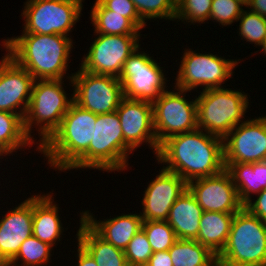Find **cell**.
I'll return each mask as SVG.
<instances>
[{
	"label": "cell",
	"mask_w": 266,
	"mask_h": 266,
	"mask_svg": "<svg viewBox=\"0 0 266 266\" xmlns=\"http://www.w3.org/2000/svg\"><path fill=\"white\" fill-rule=\"evenodd\" d=\"M155 158L187 183L217 175L225 169L223 138L197 128L164 140Z\"/></svg>",
	"instance_id": "6da1fadb"
},
{
	"label": "cell",
	"mask_w": 266,
	"mask_h": 266,
	"mask_svg": "<svg viewBox=\"0 0 266 266\" xmlns=\"http://www.w3.org/2000/svg\"><path fill=\"white\" fill-rule=\"evenodd\" d=\"M21 34L1 41L7 55L35 80H71L73 73L68 74L67 71L71 66L70 54L74 47L72 37L60 34Z\"/></svg>",
	"instance_id": "7a4b0ae2"
},
{
	"label": "cell",
	"mask_w": 266,
	"mask_h": 266,
	"mask_svg": "<svg viewBox=\"0 0 266 266\" xmlns=\"http://www.w3.org/2000/svg\"><path fill=\"white\" fill-rule=\"evenodd\" d=\"M97 115L72 103L60 126L39 147L50 169L67 171L89 148L93 139Z\"/></svg>",
	"instance_id": "3957f363"
},
{
	"label": "cell",
	"mask_w": 266,
	"mask_h": 266,
	"mask_svg": "<svg viewBox=\"0 0 266 266\" xmlns=\"http://www.w3.org/2000/svg\"><path fill=\"white\" fill-rule=\"evenodd\" d=\"M64 84L63 79L34 81L23 123L27 136L37 144V150H35L37 152L39 147L58 129L64 115L74 102L73 91L71 96L66 94ZM33 127L38 132L39 143L33 138L34 135H31Z\"/></svg>",
	"instance_id": "277c9868"
},
{
	"label": "cell",
	"mask_w": 266,
	"mask_h": 266,
	"mask_svg": "<svg viewBox=\"0 0 266 266\" xmlns=\"http://www.w3.org/2000/svg\"><path fill=\"white\" fill-rule=\"evenodd\" d=\"M133 150L124 142L118 113L97 115L88 150L68 169H97L112 173L127 170Z\"/></svg>",
	"instance_id": "5b68a950"
},
{
	"label": "cell",
	"mask_w": 266,
	"mask_h": 266,
	"mask_svg": "<svg viewBox=\"0 0 266 266\" xmlns=\"http://www.w3.org/2000/svg\"><path fill=\"white\" fill-rule=\"evenodd\" d=\"M218 266H266V223L245 207L235 213Z\"/></svg>",
	"instance_id": "8992f818"
},
{
	"label": "cell",
	"mask_w": 266,
	"mask_h": 266,
	"mask_svg": "<svg viewBox=\"0 0 266 266\" xmlns=\"http://www.w3.org/2000/svg\"><path fill=\"white\" fill-rule=\"evenodd\" d=\"M198 95L194 96L197 102L198 129L224 138L235 126L245 121L250 100L244 91L225 86L202 90Z\"/></svg>",
	"instance_id": "52a82bcc"
},
{
	"label": "cell",
	"mask_w": 266,
	"mask_h": 266,
	"mask_svg": "<svg viewBox=\"0 0 266 266\" xmlns=\"http://www.w3.org/2000/svg\"><path fill=\"white\" fill-rule=\"evenodd\" d=\"M184 51L173 87L187 91L197 90V87L202 90L224 87L223 84L232 78L235 68L243 61L226 59L210 52L196 53L191 48Z\"/></svg>",
	"instance_id": "ba28073f"
},
{
	"label": "cell",
	"mask_w": 266,
	"mask_h": 266,
	"mask_svg": "<svg viewBox=\"0 0 266 266\" xmlns=\"http://www.w3.org/2000/svg\"><path fill=\"white\" fill-rule=\"evenodd\" d=\"M84 0H27L22 33L69 36L80 21Z\"/></svg>",
	"instance_id": "9c48e42d"
},
{
	"label": "cell",
	"mask_w": 266,
	"mask_h": 266,
	"mask_svg": "<svg viewBox=\"0 0 266 266\" xmlns=\"http://www.w3.org/2000/svg\"><path fill=\"white\" fill-rule=\"evenodd\" d=\"M173 89L162 92L152 102L154 131L158 146L171 136L198 128L196 98L188 100L186 94L191 91L177 87Z\"/></svg>",
	"instance_id": "30bf717a"
},
{
	"label": "cell",
	"mask_w": 266,
	"mask_h": 266,
	"mask_svg": "<svg viewBox=\"0 0 266 266\" xmlns=\"http://www.w3.org/2000/svg\"><path fill=\"white\" fill-rule=\"evenodd\" d=\"M140 50L139 46L124 62L118 79L122 83L124 97L153 102L169 89L167 81L170 80L165 77L161 62Z\"/></svg>",
	"instance_id": "8fae6325"
},
{
	"label": "cell",
	"mask_w": 266,
	"mask_h": 266,
	"mask_svg": "<svg viewBox=\"0 0 266 266\" xmlns=\"http://www.w3.org/2000/svg\"><path fill=\"white\" fill-rule=\"evenodd\" d=\"M69 85L73 87L74 103L96 115L115 112L124 98L117 77L93 74L81 68L73 73Z\"/></svg>",
	"instance_id": "7c38bea8"
},
{
	"label": "cell",
	"mask_w": 266,
	"mask_h": 266,
	"mask_svg": "<svg viewBox=\"0 0 266 266\" xmlns=\"http://www.w3.org/2000/svg\"><path fill=\"white\" fill-rule=\"evenodd\" d=\"M79 67L93 74L119 78L124 62L141 44V35L94 34ZM98 36V37H97ZM81 65V66H80Z\"/></svg>",
	"instance_id": "4fadbf2b"
},
{
	"label": "cell",
	"mask_w": 266,
	"mask_h": 266,
	"mask_svg": "<svg viewBox=\"0 0 266 266\" xmlns=\"http://www.w3.org/2000/svg\"><path fill=\"white\" fill-rule=\"evenodd\" d=\"M224 163H255L266 160V120L245 119L223 138Z\"/></svg>",
	"instance_id": "5bb4252c"
},
{
	"label": "cell",
	"mask_w": 266,
	"mask_h": 266,
	"mask_svg": "<svg viewBox=\"0 0 266 266\" xmlns=\"http://www.w3.org/2000/svg\"><path fill=\"white\" fill-rule=\"evenodd\" d=\"M116 112L119 115L124 142L133 151L143 143L148 144L156 157L159 146L154 131L152 102L124 97Z\"/></svg>",
	"instance_id": "9a60e30c"
},
{
	"label": "cell",
	"mask_w": 266,
	"mask_h": 266,
	"mask_svg": "<svg viewBox=\"0 0 266 266\" xmlns=\"http://www.w3.org/2000/svg\"><path fill=\"white\" fill-rule=\"evenodd\" d=\"M160 169L143 191L140 201L143 221H166L172 205L188 188V183L178 174Z\"/></svg>",
	"instance_id": "2e32d148"
},
{
	"label": "cell",
	"mask_w": 266,
	"mask_h": 266,
	"mask_svg": "<svg viewBox=\"0 0 266 266\" xmlns=\"http://www.w3.org/2000/svg\"><path fill=\"white\" fill-rule=\"evenodd\" d=\"M188 189L204 211L237 213L244 207L231 176L225 169L217 175L190 181Z\"/></svg>",
	"instance_id": "e0dca14e"
},
{
	"label": "cell",
	"mask_w": 266,
	"mask_h": 266,
	"mask_svg": "<svg viewBox=\"0 0 266 266\" xmlns=\"http://www.w3.org/2000/svg\"><path fill=\"white\" fill-rule=\"evenodd\" d=\"M3 54L0 60V111L24 118L35 79L9 55Z\"/></svg>",
	"instance_id": "ac0fdd59"
},
{
	"label": "cell",
	"mask_w": 266,
	"mask_h": 266,
	"mask_svg": "<svg viewBox=\"0 0 266 266\" xmlns=\"http://www.w3.org/2000/svg\"><path fill=\"white\" fill-rule=\"evenodd\" d=\"M10 209L0 218V266H6L32 235L33 195Z\"/></svg>",
	"instance_id": "d6986e66"
},
{
	"label": "cell",
	"mask_w": 266,
	"mask_h": 266,
	"mask_svg": "<svg viewBox=\"0 0 266 266\" xmlns=\"http://www.w3.org/2000/svg\"><path fill=\"white\" fill-rule=\"evenodd\" d=\"M90 210H82L83 220L105 241L116 248L125 250L134 235L142 229L140 213L114 215L112 218L97 220ZM116 216V217H115Z\"/></svg>",
	"instance_id": "ffe728a7"
},
{
	"label": "cell",
	"mask_w": 266,
	"mask_h": 266,
	"mask_svg": "<svg viewBox=\"0 0 266 266\" xmlns=\"http://www.w3.org/2000/svg\"><path fill=\"white\" fill-rule=\"evenodd\" d=\"M54 193L33 195L32 235L40 241L56 247L65 231L59 216V206L54 201ZM55 203V204H54ZM59 209V210H58Z\"/></svg>",
	"instance_id": "44dd1931"
},
{
	"label": "cell",
	"mask_w": 266,
	"mask_h": 266,
	"mask_svg": "<svg viewBox=\"0 0 266 266\" xmlns=\"http://www.w3.org/2000/svg\"><path fill=\"white\" fill-rule=\"evenodd\" d=\"M204 210L187 188L172 205L167 218L178 239L196 240Z\"/></svg>",
	"instance_id": "7402d4cb"
},
{
	"label": "cell",
	"mask_w": 266,
	"mask_h": 266,
	"mask_svg": "<svg viewBox=\"0 0 266 266\" xmlns=\"http://www.w3.org/2000/svg\"><path fill=\"white\" fill-rule=\"evenodd\" d=\"M80 225L76 238L78 243L91 255L98 266H129L124 251L101 238L84 220L79 212Z\"/></svg>",
	"instance_id": "603a6c76"
},
{
	"label": "cell",
	"mask_w": 266,
	"mask_h": 266,
	"mask_svg": "<svg viewBox=\"0 0 266 266\" xmlns=\"http://www.w3.org/2000/svg\"><path fill=\"white\" fill-rule=\"evenodd\" d=\"M243 204L266 189V160L255 163H224ZM252 194V195H251Z\"/></svg>",
	"instance_id": "cb8c5ba5"
},
{
	"label": "cell",
	"mask_w": 266,
	"mask_h": 266,
	"mask_svg": "<svg viewBox=\"0 0 266 266\" xmlns=\"http://www.w3.org/2000/svg\"><path fill=\"white\" fill-rule=\"evenodd\" d=\"M234 215L204 211L196 241L218 256L226 245Z\"/></svg>",
	"instance_id": "d4e9b609"
},
{
	"label": "cell",
	"mask_w": 266,
	"mask_h": 266,
	"mask_svg": "<svg viewBox=\"0 0 266 266\" xmlns=\"http://www.w3.org/2000/svg\"><path fill=\"white\" fill-rule=\"evenodd\" d=\"M33 144L36 145L25 133L23 118L15 113L0 111V158L15 155L19 149L27 150Z\"/></svg>",
	"instance_id": "484cf974"
},
{
	"label": "cell",
	"mask_w": 266,
	"mask_h": 266,
	"mask_svg": "<svg viewBox=\"0 0 266 266\" xmlns=\"http://www.w3.org/2000/svg\"><path fill=\"white\" fill-rule=\"evenodd\" d=\"M89 18L95 34L142 35L128 18L107 10L98 0H95Z\"/></svg>",
	"instance_id": "4316f807"
},
{
	"label": "cell",
	"mask_w": 266,
	"mask_h": 266,
	"mask_svg": "<svg viewBox=\"0 0 266 266\" xmlns=\"http://www.w3.org/2000/svg\"><path fill=\"white\" fill-rule=\"evenodd\" d=\"M169 253L173 266H218L217 256L196 240L178 239Z\"/></svg>",
	"instance_id": "83f0119b"
},
{
	"label": "cell",
	"mask_w": 266,
	"mask_h": 266,
	"mask_svg": "<svg viewBox=\"0 0 266 266\" xmlns=\"http://www.w3.org/2000/svg\"><path fill=\"white\" fill-rule=\"evenodd\" d=\"M52 250V246L31 235L21 244L16 256L6 266H47L52 262Z\"/></svg>",
	"instance_id": "f1b7e54d"
},
{
	"label": "cell",
	"mask_w": 266,
	"mask_h": 266,
	"mask_svg": "<svg viewBox=\"0 0 266 266\" xmlns=\"http://www.w3.org/2000/svg\"><path fill=\"white\" fill-rule=\"evenodd\" d=\"M236 22H239L238 34L241 40L250 42L256 47L262 44L266 38V18L244 9Z\"/></svg>",
	"instance_id": "f546056e"
},
{
	"label": "cell",
	"mask_w": 266,
	"mask_h": 266,
	"mask_svg": "<svg viewBox=\"0 0 266 266\" xmlns=\"http://www.w3.org/2000/svg\"><path fill=\"white\" fill-rule=\"evenodd\" d=\"M142 229L147 235L153 252L169 250L178 240L167 221H143Z\"/></svg>",
	"instance_id": "4dcf8cb0"
},
{
	"label": "cell",
	"mask_w": 266,
	"mask_h": 266,
	"mask_svg": "<svg viewBox=\"0 0 266 266\" xmlns=\"http://www.w3.org/2000/svg\"><path fill=\"white\" fill-rule=\"evenodd\" d=\"M139 17L147 23L153 19L174 21L176 18V5L172 0H132Z\"/></svg>",
	"instance_id": "1f68e13d"
},
{
	"label": "cell",
	"mask_w": 266,
	"mask_h": 266,
	"mask_svg": "<svg viewBox=\"0 0 266 266\" xmlns=\"http://www.w3.org/2000/svg\"><path fill=\"white\" fill-rule=\"evenodd\" d=\"M212 0H181L176 6L177 23L203 24L209 20ZM178 19V20H177Z\"/></svg>",
	"instance_id": "d6a6232c"
},
{
	"label": "cell",
	"mask_w": 266,
	"mask_h": 266,
	"mask_svg": "<svg viewBox=\"0 0 266 266\" xmlns=\"http://www.w3.org/2000/svg\"><path fill=\"white\" fill-rule=\"evenodd\" d=\"M242 7H246L243 0H212L209 21L218 22L219 26H230L241 16Z\"/></svg>",
	"instance_id": "836d02e7"
},
{
	"label": "cell",
	"mask_w": 266,
	"mask_h": 266,
	"mask_svg": "<svg viewBox=\"0 0 266 266\" xmlns=\"http://www.w3.org/2000/svg\"><path fill=\"white\" fill-rule=\"evenodd\" d=\"M129 266H145L153 251L143 229L139 230L124 250Z\"/></svg>",
	"instance_id": "e575fe53"
},
{
	"label": "cell",
	"mask_w": 266,
	"mask_h": 266,
	"mask_svg": "<svg viewBox=\"0 0 266 266\" xmlns=\"http://www.w3.org/2000/svg\"><path fill=\"white\" fill-rule=\"evenodd\" d=\"M107 10L128 18L140 31L146 23L139 17L132 0H98Z\"/></svg>",
	"instance_id": "d590c367"
},
{
	"label": "cell",
	"mask_w": 266,
	"mask_h": 266,
	"mask_svg": "<svg viewBox=\"0 0 266 266\" xmlns=\"http://www.w3.org/2000/svg\"><path fill=\"white\" fill-rule=\"evenodd\" d=\"M256 200L250 199L244 204V207L253 215L257 216L266 223V189L257 194ZM255 200V201H252Z\"/></svg>",
	"instance_id": "8d00e7d4"
},
{
	"label": "cell",
	"mask_w": 266,
	"mask_h": 266,
	"mask_svg": "<svg viewBox=\"0 0 266 266\" xmlns=\"http://www.w3.org/2000/svg\"><path fill=\"white\" fill-rule=\"evenodd\" d=\"M145 266H173L169 250L153 252Z\"/></svg>",
	"instance_id": "74e56055"
},
{
	"label": "cell",
	"mask_w": 266,
	"mask_h": 266,
	"mask_svg": "<svg viewBox=\"0 0 266 266\" xmlns=\"http://www.w3.org/2000/svg\"><path fill=\"white\" fill-rule=\"evenodd\" d=\"M76 248L77 254L75 255L77 257V263L75 266H98L91 255L79 243H77Z\"/></svg>",
	"instance_id": "f35d334b"
},
{
	"label": "cell",
	"mask_w": 266,
	"mask_h": 266,
	"mask_svg": "<svg viewBox=\"0 0 266 266\" xmlns=\"http://www.w3.org/2000/svg\"><path fill=\"white\" fill-rule=\"evenodd\" d=\"M245 5V9L247 8L249 11L266 18V0H246Z\"/></svg>",
	"instance_id": "ab89813d"
},
{
	"label": "cell",
	"mask_w": 266,
	"mask_h": 266,
	"mask_svg": "<svg viewBox=\"0 0 266 266\" xmlns=\"http://www.w3.org/2000/svg\"><path fill=\"white\" fill-rule=\"evenodd\" d=\"M259 47H261V48H259L261 50H258L259 54H260V51H261V53L266 55V38L263 40L262 44Z\"/></svg>",
	"instance_id": "60d3db41"
},
{
	"label": "cell",
	"mask_w": 266,
	"mask_h": 266,
	"mask_svg": "<svg viewBox=\"0 0 266 266\" xmlns=\"http://www.w3.org/2000/svg\"><path fill=\"white\" fill-rule=\"evenodd\" d=\"M181 0H172V2L177 6V4L180 2Z\"/></svg>",
	"instance_id": "b9f144b4"
}]
</instances>
